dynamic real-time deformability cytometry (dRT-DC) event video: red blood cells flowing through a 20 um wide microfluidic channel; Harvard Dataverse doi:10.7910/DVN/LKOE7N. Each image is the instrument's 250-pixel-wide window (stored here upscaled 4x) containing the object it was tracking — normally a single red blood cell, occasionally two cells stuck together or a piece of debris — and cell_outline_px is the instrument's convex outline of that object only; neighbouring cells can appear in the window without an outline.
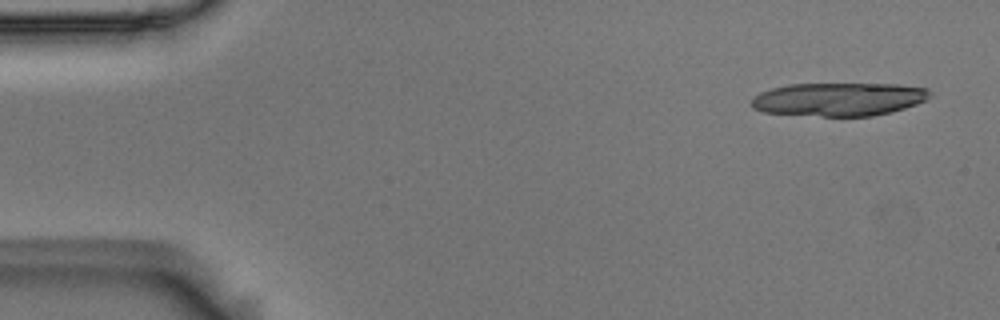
{"species": "Egyptian fruit bat (a non-hibernating species)", "species_latin": "Rousettus aegyptiacus", "temperature_condition": "room temperature", "stored_images_in_passage": 13, "camera_frame_rate_fps": 3000, "um_per_image_px": 0.085, "animal": {"sex": "male"}, "frame": {"image": 1, "passage_image": 1, "time_ms": 0.0, "image_size_px": [1000, 320], "cell_outline_px": [[932, 96], [916, 104], [892, 112], [872, 116], [820, 116], [764, 112], [752, 108], [752, 100], [760, 92], [772, 88], [788, 84], [896, 84], [928, 88]], "centroid_in_image_um": [71.32, 8.43], "position_along_channel_um": 13.7, "area_um2": 34.62}}
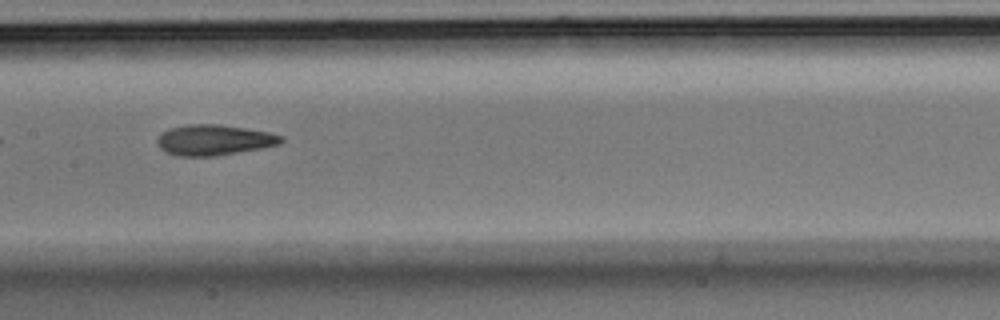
{"frame": {"image": 2, "passage_image": 7, "time_ms": 2.0, "image_size_px": [1000, 320], "cell_outline_px": [[284, 140], [280, 144], [260, 148], [216, 156], [180, 156], [168, 152], [160, 148], [156, 140], [160, 132], [168, 128], [188, 124], [220, 124], [268, 132], [284, 136]], "centroid_in_image_um": [18.17, 11.89], "position_along_channel_um": 189.2, "area_um2": 22.08}}
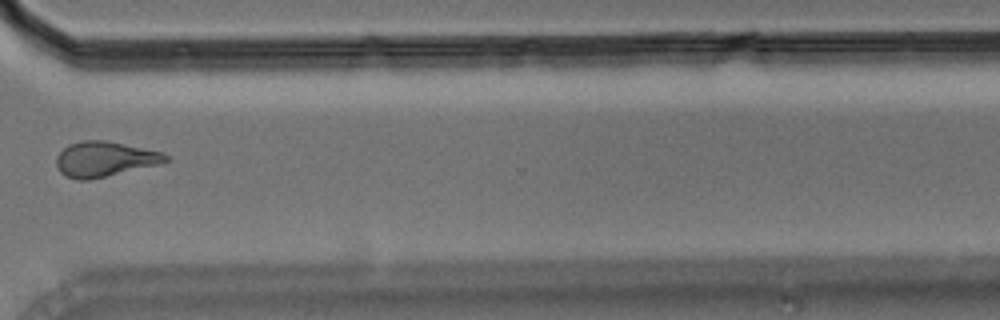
{"frame": {"image": 3, "passage_image": 11, "time_ms": 3.333, "image_size_px": [1000, 320], "cell_outline_px": [[172, 160], [160, 164], [88, 180], [76, 180], [64, 176], [60, 172], [56, 164], [56, 156], [68, 144], [80, 140], [104, 140], [160, 152], [168, 156]], "centroid_in_image_um": [8.85, 13.53], "position_along_channel_um": 361.7, "area_um2": 22.31}}